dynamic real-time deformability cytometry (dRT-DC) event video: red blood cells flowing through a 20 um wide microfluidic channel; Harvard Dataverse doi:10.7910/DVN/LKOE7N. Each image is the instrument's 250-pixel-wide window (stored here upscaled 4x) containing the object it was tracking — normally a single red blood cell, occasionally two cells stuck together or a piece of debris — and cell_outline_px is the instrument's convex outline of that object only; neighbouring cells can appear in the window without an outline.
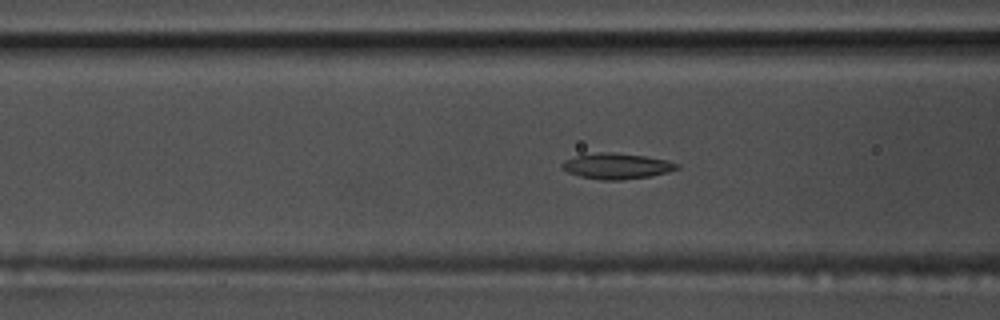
{"species": "common noctule bat (a hibernating species)", "species_latin": "Nyctalus noctula", "temperature_condition": "warm", "stored_images_in_passage": 39, "camera_frame_rate_fps": 3000, "um_per_image_px": 0.085, "animal": {"sex": "male", "body_mass_g": 17.5, "forearm_length_mm": 52.3}, "frame": {"image": 1, "passage_image": 5, "time_ms": 1.333, "image_size_px": [1000, 320], "cell_outline_px": [[680, 168], [668, 172], [652, 176], [620, 180], [604, 180], [580, 176], [568, 172], [560, 168], [560, 164], [564, 160], [576, 156], [596, 152], [612, 152], [644, 156], [668, 160], [680, 164]], "centroid_in_image_um": [52.43, 14.11], "position_along_channel_um": 114.2, "area_um2": 17.34}}
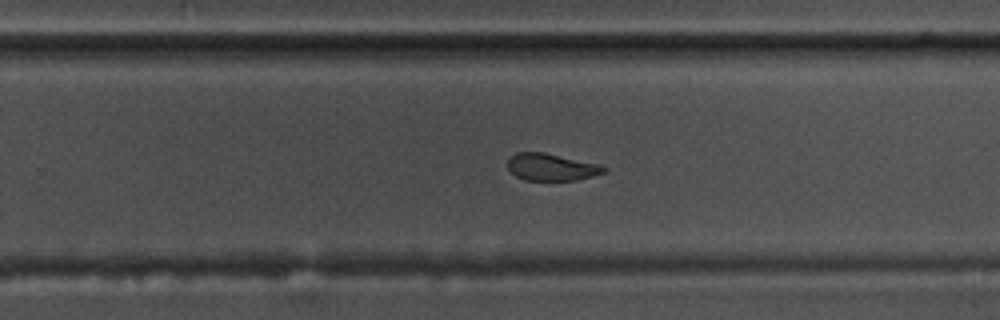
{"frame": {"image": 2, "passage_image": 19, "time_ms": 6.0, "image_size_px": [1000, 320], "cell_outline_px": [[608, 172], [576, 180], [524, 180], [516, 176], [508, 168], [508, 160], [516, 152], [544, 152], [600, 164], [608, 168]], "centroid_in_image_um": [46.91, 14.2], "position_along_channel_um": 282.9, "area_um2": 15.26}}
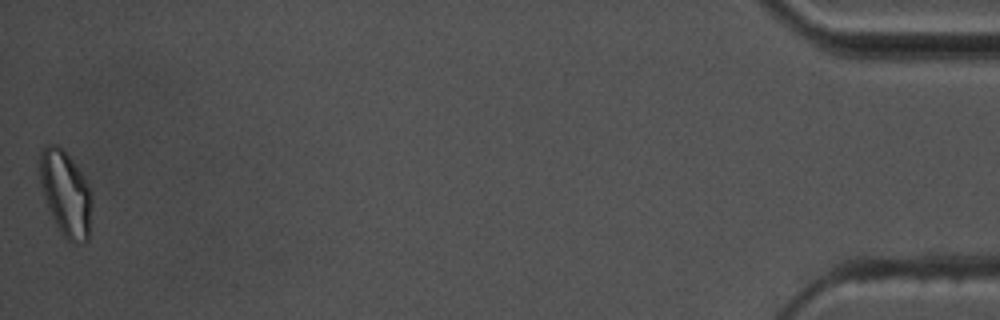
{"frame": {"image": 3, "passage_image": 39, "time_ms": 12.667, "image_size_px": [1000, 320], "cell_outline_px": [[92, 200], [88, 240], [84, 244], [72, 244], [64, 236], [56, 224], [48, 208], [44, 196], [40, 180], [40, 152], [44, 144], [56, 144], [72, 160], [80, 172], [88, 188]], "centroid_in_image_um": [5.58, 16.48], "position_along_channel_um": 429.6, "area_um2": 25.49}, "authors_computed_cell_mechanics": {"area_um2": 16.5886, "velocity_mm_per_s": 3.6293, "shape_relaxation_time_tau1_ms": 5.9899, "shape_relaxation_time_tau2_ms": 4.0302, "deformation_change_tau1": 0.1764, "deformation_change_tau2": 0.0801}}